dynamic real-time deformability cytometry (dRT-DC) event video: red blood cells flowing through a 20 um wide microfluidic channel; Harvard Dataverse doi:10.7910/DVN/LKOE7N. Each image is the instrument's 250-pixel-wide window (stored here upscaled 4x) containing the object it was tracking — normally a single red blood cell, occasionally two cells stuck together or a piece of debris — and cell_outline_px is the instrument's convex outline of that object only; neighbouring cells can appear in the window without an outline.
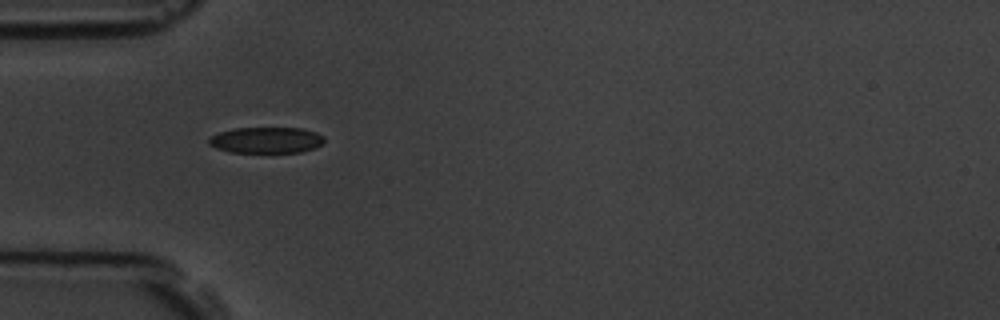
{"species": "common noctule bat (a hibernating species)", "species_latin": "Nyctalus noctula", "temperature_condition": "room temperature", "stored_images_in_passage": 9, "camera_frame_rate_fps": 3000, "um_per_image_px": 0.085, "animal": {"sex": "male", "body_mass_g": 19.5, "forearm_length_mm": 54.6}, "frame": {"image": 1, "passage_image": 4, "time_ms": 3.333, "image_size_px": [1000, 320], "cell_outline_px": [[324, 144], [316, 148], [300, 152], [228, 152], [216, 148], [208, 144], [208, 140], [212, 136], [220, 132], [232, 128], [304, 128], [316, 132], [324, 136]], "centroid_in_image_um": [22.67, 11.91], "position_along_channel_um": 62.3, "area_um2": 17.69}}
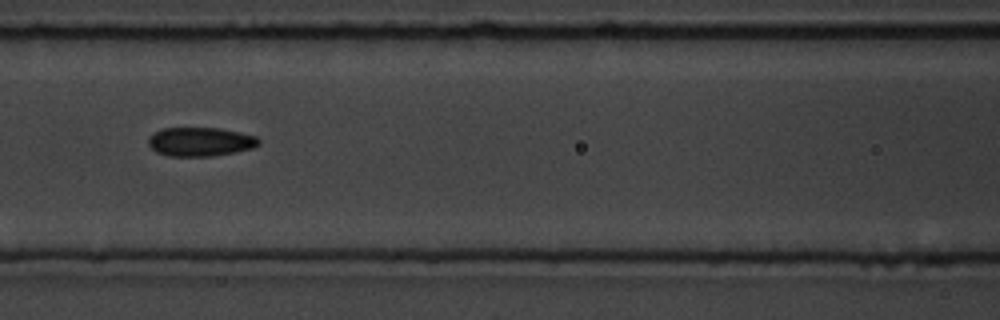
{"frame": {"image": 2, "passage_image": 6, "time_ms": 5.667, "image_size_px": [1000, 320], "cell_outline_px": [[260, 144], [252, 148], [236, 152], [212, 156], [168, 156], [156, 152], [148, 144], [148, 136], [152, 132], [164, 128], [220, 128], [240, 132], [256, 136], [260, 140]], "centroid_in_image_um": [17.01, 12.04], "position_along_channel_um": 149.6, "area_um2": 18.79}}
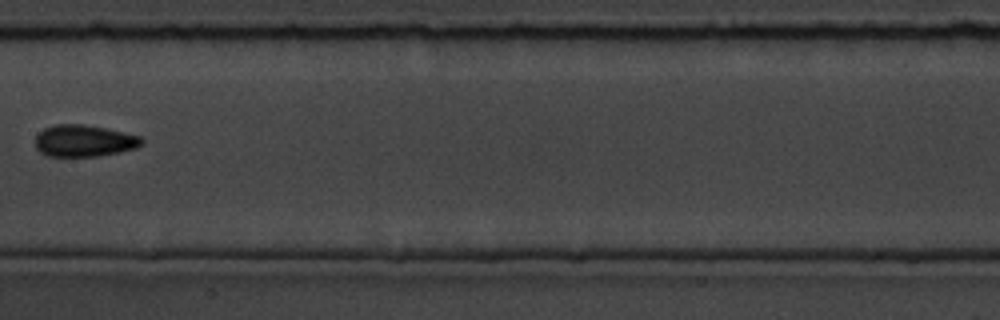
{"frame": {"image": 3, "passage_image": 7, "time_ms": 7.0, "image_size_px": [1000, 320], "cell_outline_px": [[144, 140], [136, 148], [120, 152], [100, 156], [48, 156], [40, 152], [36, 148], [36, 136], [44, 128], [56, 124], [80, 124], [104, 128], [124, 132], [140, 136]], "centroid_in_image_um": [7.14, 11.97], "position_along_channel_um": 200.3, "area_um2": 19.59}}